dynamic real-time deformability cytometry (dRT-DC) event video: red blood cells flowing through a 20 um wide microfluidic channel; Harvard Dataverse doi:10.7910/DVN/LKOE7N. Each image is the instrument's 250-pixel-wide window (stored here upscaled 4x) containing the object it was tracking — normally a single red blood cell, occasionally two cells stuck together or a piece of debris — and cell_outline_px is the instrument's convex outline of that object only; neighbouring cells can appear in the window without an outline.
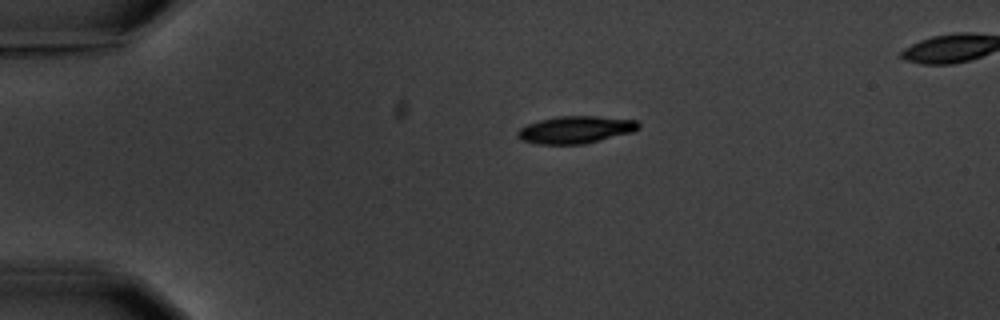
{"species": "common noctule bat (a hibernating species)", "species_latin": "Nyctalus noctula", "temperature_condition": "warm", "stored_images_in_passage": 2, "camera_frame_rate_fps": 3000, "um_per_image_px": 0.085, "animal": {"sex": "male", "body_mass_g": 20.1, "forearm_length_mm": 53.5}, "frame": {"image": 1, "passage_image": 2, "time_ms": 2.0, "image_size_px": [1000, 320], "cell_outline_px": [[640, 128], [632, 132], [584, 144], [536, 144], [520, 140], [516, 136], [516, 132], [520, 128], [528, 124], [540, 120], [556, 116], [596, 116], [636, 120], [640, 124]], "centroid_in_image_um": [48.9, 11.03], "position_along_channel_um": 36.1, "area_um2": 19.31}}